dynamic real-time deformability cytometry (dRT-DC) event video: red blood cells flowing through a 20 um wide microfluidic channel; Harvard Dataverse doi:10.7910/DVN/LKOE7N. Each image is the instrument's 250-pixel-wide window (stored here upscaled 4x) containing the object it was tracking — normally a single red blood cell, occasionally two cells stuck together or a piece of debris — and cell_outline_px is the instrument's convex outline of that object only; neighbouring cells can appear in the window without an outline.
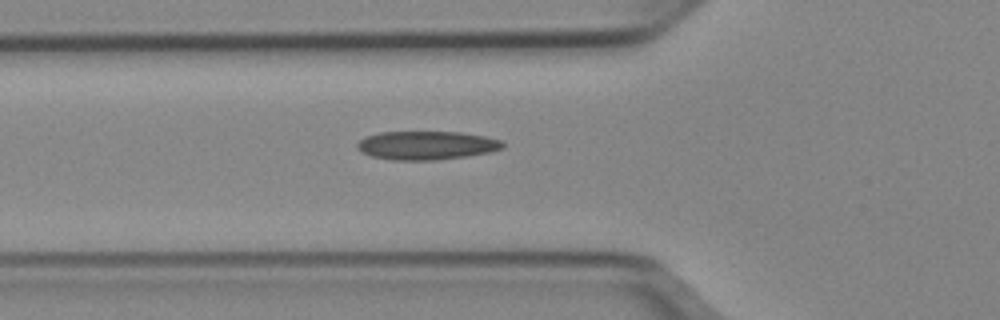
{"species": "Egyptian fruit bat (a non-hibernating species)", "species_latin": "Rousettus aegyptiacus", "temperature_condition": "cold", "stored_images_in_passage": 30, "camera_frame_rate_fps": 3000, "um_per_image_px": 0.085, "animal": {"sex": "female"}, "frame": {"image": 1, "passage_image": 2, "time_ms": 0.333, "image_size_px": [1000, 320], "cell_outline_px": [[504, 148], [492, 152], [436, 160], [392, 160], [372, 156], [360, 152], [356, 148], [356, 144], [364, 136], [380, 132], [460, 132], [484, 136], [500, 140], [504, 144]], "centroid_in_image_um": [36.22, 12.35], "position_along_channel_um": 89.6, "area_um2": 24.33}}
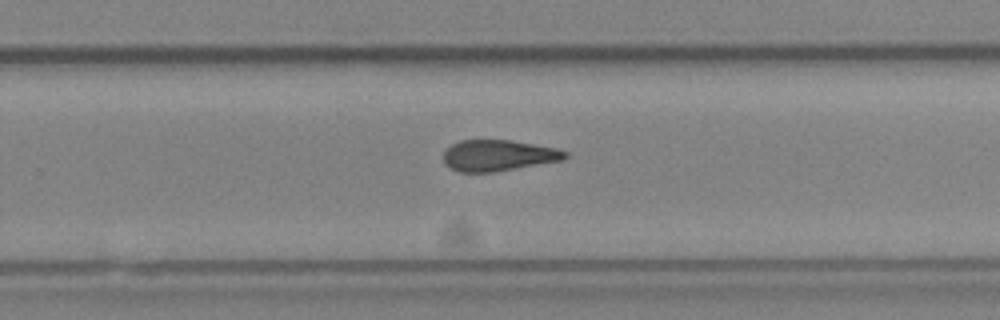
{"frame": {"image": 2, "passage_image": 17, "time_ms": 5.333, "image_size_px": [1000, 320], "cell_outline_px": [[568, 156], [564, 160], [492, 172], [460, 172], [444, 164], [444, 152], [452, 144], [460, 140], [508, 140], [556, 148], [568, 152]], "centroid_in_image_um": [42.36, 13.21], "position_along_channel_um": 287.4, "area_um2": 21.85}}
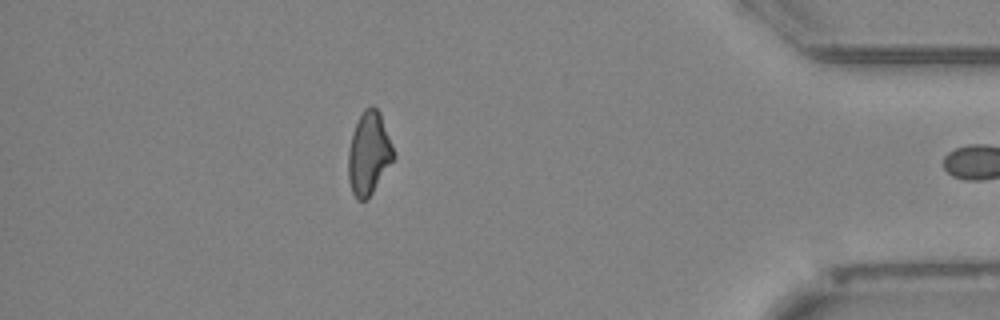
{"frame": {"image": 3, "passage_image": 29, "time_ms": 9.333, "image_size_px": [1000, 320], "cell_outline_px": [[396, 156], [368, 200], [356, 200], [352, 192], [348, 180], [348, 152], [352, 132], [364, 108], [372, 104], [380, 112], [392, 144]], "centroid_in_image_um": [31.35, 13.05], "position_along_channel_um": 403.9, "area_um2": 22.08}}